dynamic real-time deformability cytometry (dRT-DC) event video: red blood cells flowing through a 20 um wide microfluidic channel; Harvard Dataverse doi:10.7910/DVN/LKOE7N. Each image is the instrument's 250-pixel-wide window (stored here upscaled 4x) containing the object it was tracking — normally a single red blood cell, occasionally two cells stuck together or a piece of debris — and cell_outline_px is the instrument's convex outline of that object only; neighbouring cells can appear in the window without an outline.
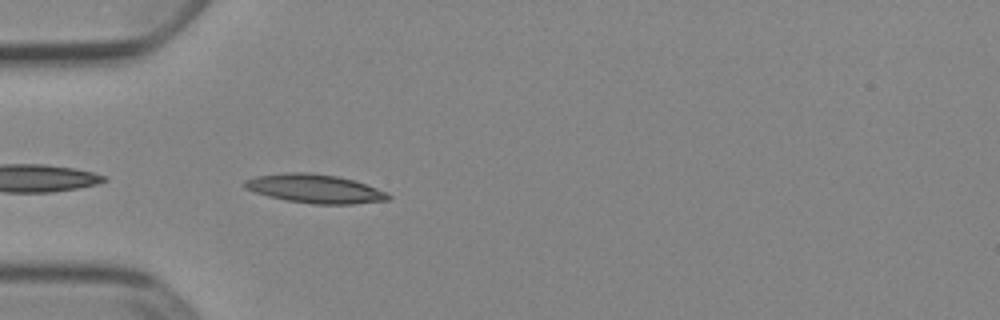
{"species": "Egyptian fruit bat (a non-hibernating species)", "species_latin": "Rousettus aegyptiacus", "temperature_condition": "cold", "stored_images_in_passage": 9, "camera_frame_rate_fps": 3000, "um_per_image_px": 0.085, "animal": {"sex": "female"}, "frame": {"image": 1, "passage_image": 2, "time_ms": 0.333, "image_size_px": [1000, 320], "cell_outline_px": [[392, 196], [388, 200], [352, 204], [312, 204], [288, 200], [268, 196], [244, 188], [244, 180], [256, 176], [284, 172], [308, 172], [336, 176], [352, 180], [388, 192]], "centroid_in_image_um": [26.76, 16.03], "position_along_channel_um": 58.2, "area_um2": 23.93}}
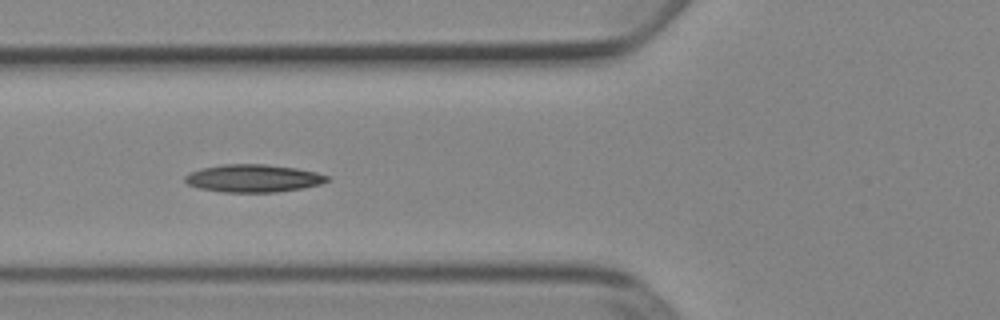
{"frame": {"image": 2, "passage_image": 6, "time_ms": 1.667, "image_size_px": [1000, 320], "cell_outline_px": [[332, 180], [320, 184], [304, 188], [276, 192], [220, 192], [200, 188], [188, 184], [184, 180], [184, 176], [192, 172], [204, 168], [224, 164], [264, 164], [296, 168], [316, 172], [328, 176]], "centroid_in_image_um": [21.57, 15.16], "position_along_channel_um": 104.2, "area_um2": 22.89}}